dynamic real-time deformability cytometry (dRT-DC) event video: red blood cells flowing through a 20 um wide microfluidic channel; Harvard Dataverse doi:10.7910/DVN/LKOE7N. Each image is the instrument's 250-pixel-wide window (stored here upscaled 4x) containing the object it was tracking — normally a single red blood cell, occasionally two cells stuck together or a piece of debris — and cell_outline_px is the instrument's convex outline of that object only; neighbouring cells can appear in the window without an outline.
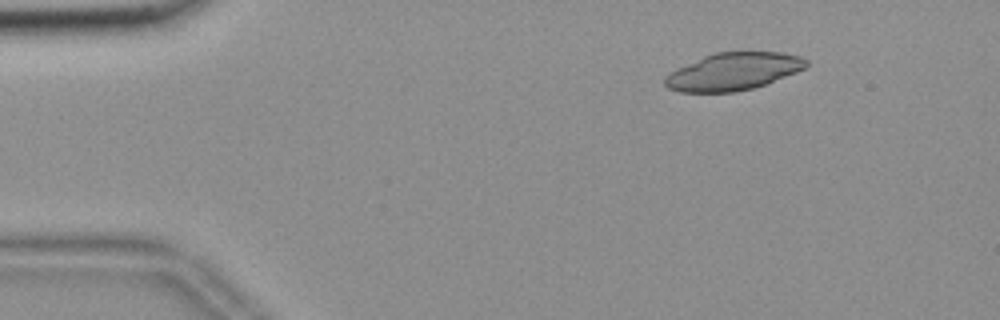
{"species": "common noctule bat (a hibernating species)", "species_latin": "Nyctalus noctula", "temperature_condition": "room temperature", "stored_images_in_passage": 48, "camera_frame_rate_fps": 3000, "um_per_image_px": 0.085, "animal": {"sex": "female", "body_mass_g": 18.4}, "frame": {"image": 1, "passage_image": 1, "time_ms": 0.0, "image_size_px": [1000, 320], "cell_outline_px": [[808, 64], [804, 68], [796, 72], [764, 84], [752, 88], [736, 92], [680, 92], [668, 88], [664, 84], [664, 76], [668, 72], [704, 56], [716, 52], [780, 52], [800, 56], [808, 60]], "centroid_in_image_um": [62.29, 6.08], "position_along_channel_um": 22.7, "area_um2": 30.69}}